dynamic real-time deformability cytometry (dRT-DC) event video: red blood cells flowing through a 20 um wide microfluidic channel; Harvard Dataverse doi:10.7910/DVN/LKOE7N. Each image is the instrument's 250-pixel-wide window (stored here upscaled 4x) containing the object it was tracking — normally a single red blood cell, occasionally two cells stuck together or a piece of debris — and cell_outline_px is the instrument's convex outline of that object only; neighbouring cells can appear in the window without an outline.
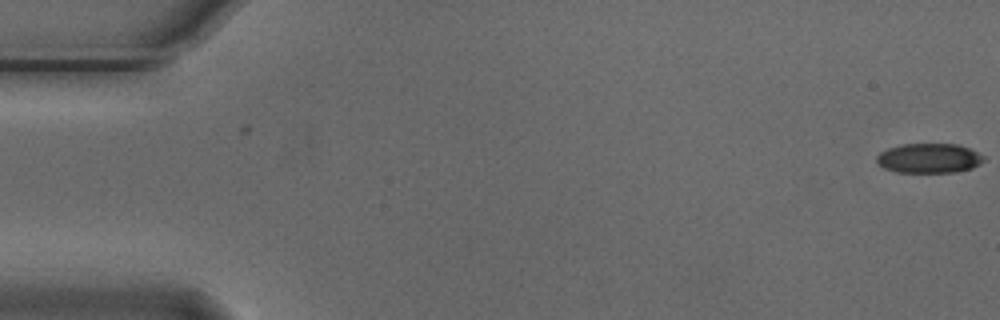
{"species": "Egyptian fruit bat (a non-hibernating species)", "species_latin": "Rousettus aegyptiacus", "temperature_condition": "cold", "stored_images_in_passage": 2, "camera_frame_rate_fps": 3000, "um_per_image_px": 0.085, "animal": {"sex": "male"}, "frame": {"image": 1, "passage_image": 2, "time_ms": 0.333, "image_size_px": [1000, 320], "cell_outline_px": [[984, 160], [980, 164], [972, 168], [956, 172], [896, 172], [884, 168], [876, 160], [876, 156], [880, 152], [888, 148], [904, 144], [960, 144], [984, 156]], "centroid_in_image_um": [78.97, 13.45], "position_along_channel_um": 6.0, "area_um2": 18.44}}